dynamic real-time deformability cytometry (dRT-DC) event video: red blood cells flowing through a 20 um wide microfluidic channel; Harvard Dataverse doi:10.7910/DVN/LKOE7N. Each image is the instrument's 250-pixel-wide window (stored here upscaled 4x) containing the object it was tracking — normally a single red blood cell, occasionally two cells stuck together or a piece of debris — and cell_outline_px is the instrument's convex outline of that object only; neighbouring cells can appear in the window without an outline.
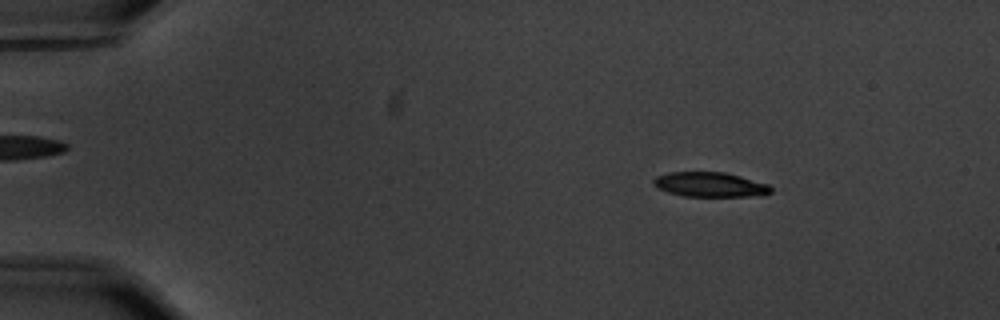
{"species": "common noctule bat (a hibernating species)", "species_latin": "Nyctalus noctula", "temperature_condition": "warm", "stored_images_in_passage": 57, "camera_frame_rate_fps": 3000, "um_per_image_px": 0.085, "animal": {"sex": "male", "body_mass_g": 20.1, "forearm_length_mm": 53.5}, "frame": {"image": 1, "passage_image": 8, "time_ms": 2.333, "image_size_px": [1000, 320], "cell_outline_px": [[776, 188], [772, 192], [764, 196], [684, 196], [668, 192], [656, 188], [652, 184], [652, 180], [656, 176], [668, 172], [724, 172], [740, 176], [768, 184]], "centroid_in_image_um": [60.38, 15.69], "position_along_channel_um": 24.6, "area_um2": 17.17}}
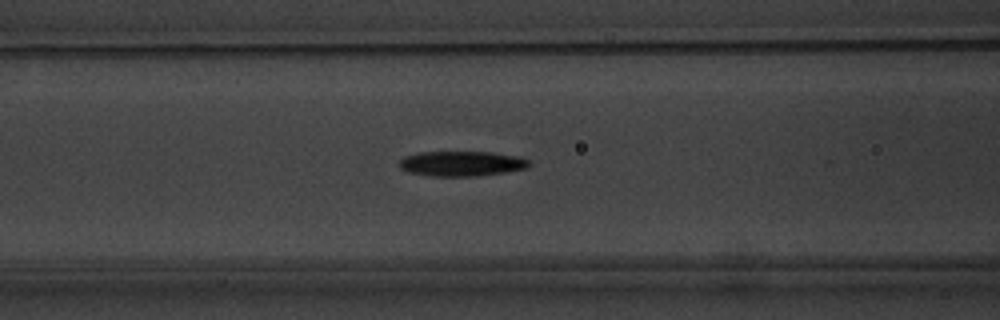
{"frame": {"image": 2, "passage_image": 24, "time_ms": 7.667, "image_size_px": [1000, 320], "cell_outline_px": [[528, 168], [504, 172], [472, 176], [428, 176], [408, 172], [400, 168], [400, 160], [404, 156], [416, 152], [492, 152], [520, 156], [528, 160]], "centroid_in_image_um": [39.2, 13.9], "position_along_channel_um": 127.4, "area_um2": 18.96}}
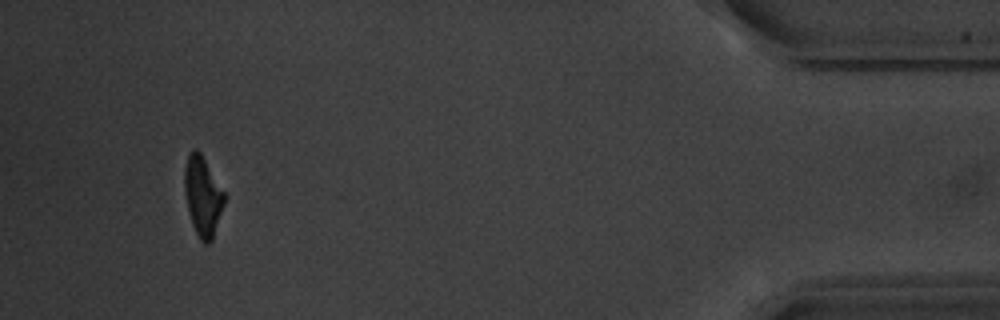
{"frame": {"image": 3, "passage_image": 54, "time_ms": 17.667, "image_size_px": [1000, 320], "cell_outline_px": [[224, 204], [212, 240], [208, 244], [204, 244], [200, 240], [192, 224], [184, 192], [184, 168], [188, 152], [192, 148], [196, 148], [200, 152], [224, 192]], "centroid_in_image_um": [17.21, 16.65], "position_along_channel_um": 418.0, "area_um2": 18.32}, "authors_computed_cell_mechanics": {"area_um2": 18.9006, "velocity_mm_per_s": 3.5406, "shape_relaxation_time_tau1_ms": 3.8117, "shape_relaxation_time_tau2_ms": 4.2027, "deformation_change_tau1": 0.1587, "deformation_change_tau2": 0.1271}}